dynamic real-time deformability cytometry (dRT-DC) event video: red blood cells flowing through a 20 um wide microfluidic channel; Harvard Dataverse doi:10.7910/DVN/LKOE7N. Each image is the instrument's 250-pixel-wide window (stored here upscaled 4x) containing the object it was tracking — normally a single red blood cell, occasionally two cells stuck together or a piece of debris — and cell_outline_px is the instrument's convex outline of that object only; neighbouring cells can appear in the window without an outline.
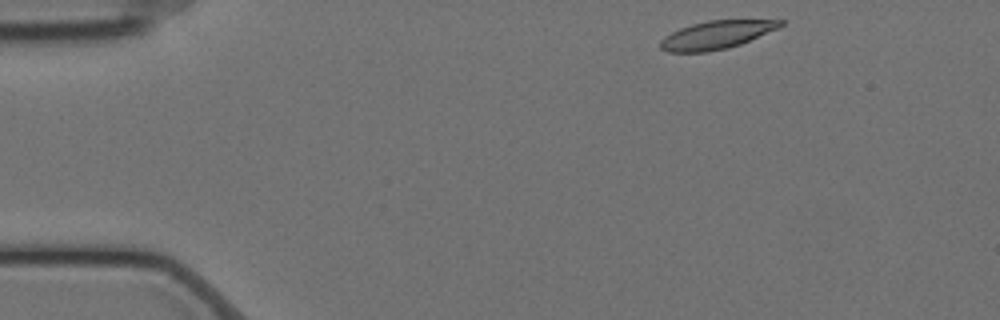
{"species": "Egyptian fruit bat (a non-hibernating species)", "species_latin": "Rousettus aegyptiacus", "temperature_condition": "cold", "stored_images_in_passage": 51, "camera_frame_rate_fps": 3000, "um_per_image_px": 0.085, "animal": {"sex": "female"}, "frame": {"image": 1, "passage_image": 1, "time_ms": 0.0, "image_size_px": [1000, 320], "cell_outline_px": [[788, 20], [784, 24], [776, 28], [740, 44], [728, 48], [708, 52], [668, 52], [660, 48], [660, 40], [664, 36], [680, 28], [692, 24], [708, 20]], "centroid_in_image_um": [60.85, 2.97], "position_along_channel_um": 24.1, "area_um2": 19.48}}
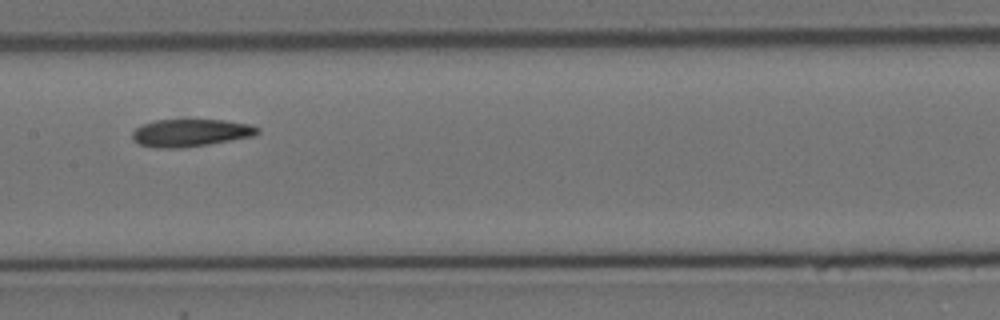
{"frame": {"image": 2, "passage_image": 22, "time_ms": 7.0, "image_size_px": [1000, 320], "cell_outline_px": [[260, 132], [256, 136], [208, 144], [180, 148], [156, 148], [140, 144], [132, 140], [132, 132], [136, 128], [144, 124], [156, 120], [224, 120], [248, 124], [260, 128]], "centroid_in_image_um": [16.22, 11.29], "position_along_channel_um": 191.2, "area_um2": 20.06}}
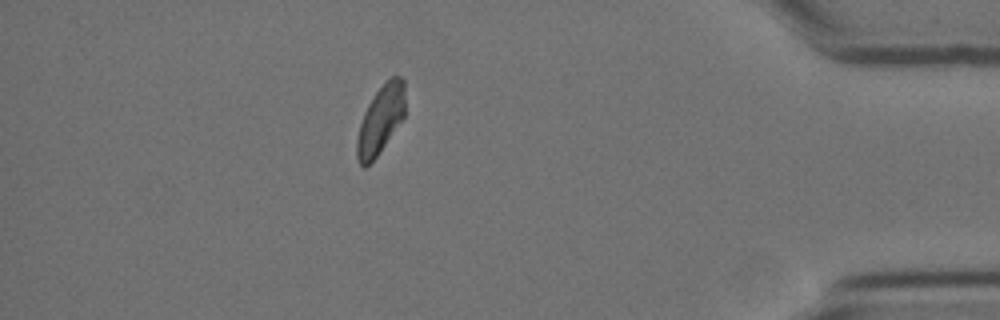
{"frame": {"image": 3, "passage_image": 44, "time_ms": 14.333, "image_size_px": [1000, 320], "cell_outline_px": [[404, 116], [376, 156], [364, 168], [360, 164], [356, 156], [356, 140], [360, 124], [364, 112], [368, 104], [376, 92], [392, 76], [400, 76], [404, 80]], "centroid_in_image_um": [32.33, 10.17], "position_along_channel_um": 402.9, "area_um2": 18.61}, "authors_computed_cell_mechanics": {"area_um2": 20.4034, "velocity_mm_per_s": 3.472, "shape_relaxation_time_tau1_ms": 6.73, "shape_relaxation_time_tau2_ms": 4.9504, "deformation_change_tau1": 0.1689, "deformation_change_tau2": 0.1111}}